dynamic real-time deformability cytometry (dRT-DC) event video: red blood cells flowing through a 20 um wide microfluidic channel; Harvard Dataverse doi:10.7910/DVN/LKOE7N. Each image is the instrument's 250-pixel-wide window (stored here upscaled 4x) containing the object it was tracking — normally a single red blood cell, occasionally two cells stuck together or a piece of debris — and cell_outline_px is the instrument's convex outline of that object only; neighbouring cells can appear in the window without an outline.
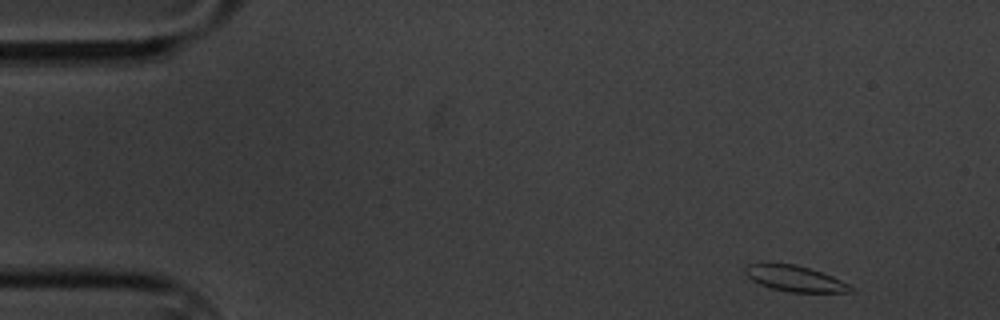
{"species": "common noctule bat (a hibernating species)", "species_latin": "Nyctalus noctula", "temperature_condition": "cold", "stored_images_in_passage": 55, "camera_frame_rate_fps": 3000, "um_per_image_px": 0.085, "animal": {"sex": "male", "body_mass_g": 20.1, "forearm_length_mm": 53.5}, "frame": {"image": 1, "passage_image": 1, "time_ms": 0.0, "image_size_px": [1000, 320], "cell_outline_px": [[856, 288], [852, 292], [792, 292], [772, 288], [760, 284], [752, 280], [744, 272], [744, 268], [748, 264], [764, 260], [796, 264], [832, 276]], "centroid_in_image_um": [67.5, 23.63], "position_along_channel_um": 17.5, "area_um2": 16.24}}
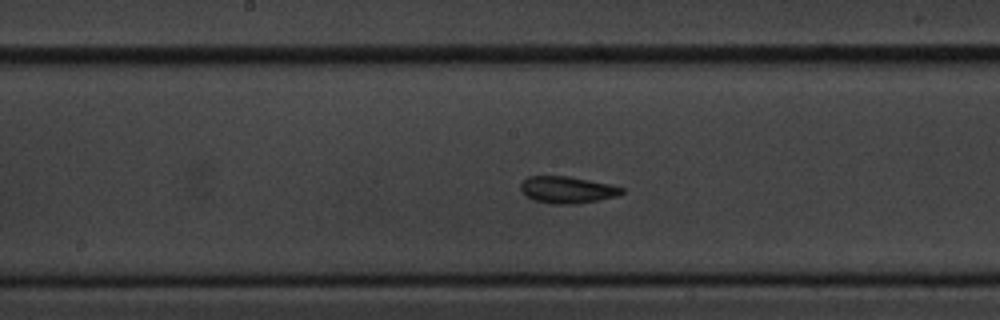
{"frame": {"image": 2, "passage_image": 26, "time_ms": 8.333, "image_size_px": [1000, 320], "cell_outline_px": [[624, 192], [616, 196], [576, 204], [552, 204], [532, 200], [520, 188], [520, 184], [528, 176], [568, 176], [608, 184], [624, 188]], "centroid_in_image_um": [48.19, 16.13], "position_along_channel_um": 200.0, "area_um2": 15.61}}
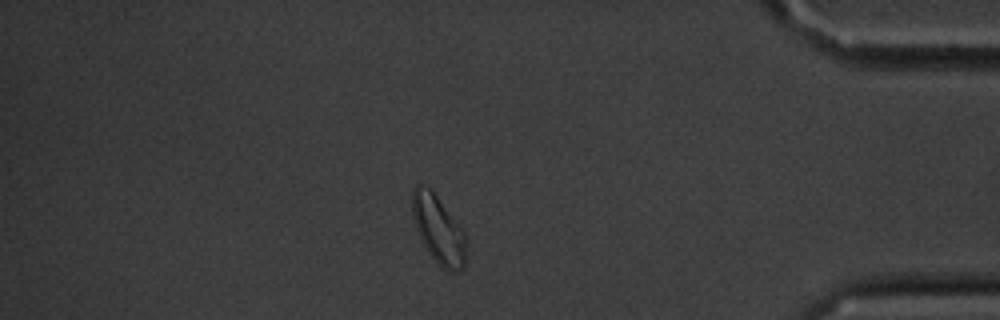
{"frame": {"image": 3, "passage_image": 47, "time_ms": 15.333, "image_size_px": [1000, 320], "cell_outline_px": [[464, 268], [452, 272], [444, 268], [428, 252], [416, 228], [412, 216], [412, 188], [416, 184], [420, 184], [432, 188], [464, 232]], "centroid_in_image_um": [37.22, 19.42], "position_along_channel_um": 398.0, "area_um2": 20.92}, "authors_computed_cell_mechanics": {"area_um2": 16.0684, "velocity_mm_per_s": 3.323, "shape_relaxation_time_tau1_ms": 4.6639, "shape_relaxation_time_tau2_ms": 2.0515, "deformation_change_tau1": 0.0912, "deformation_change_tau2": 0.0565}}